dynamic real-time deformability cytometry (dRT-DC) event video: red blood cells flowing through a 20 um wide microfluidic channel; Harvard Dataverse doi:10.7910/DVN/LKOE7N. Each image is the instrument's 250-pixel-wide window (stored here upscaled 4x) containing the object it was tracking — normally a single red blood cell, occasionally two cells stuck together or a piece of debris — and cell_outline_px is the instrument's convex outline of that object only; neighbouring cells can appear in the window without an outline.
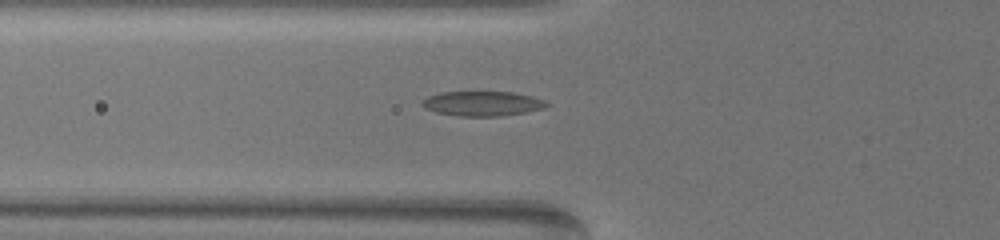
{"species": "common noctule bat (a hibernating species)", "species_latin": "Nyctalus noctula", "temperature_condition": "warm", "stored_images_in_passage": 5, "camera_frame_rate_fps": 3000, "um_per_image_px": 0.085, "animal": {"sex": "female", "body_mass_g": 19.5, "forearm_length_mm": 54.1}, "frame": {"image": 1, "passage_image": 2, "time_ms": 0.333, "image_size_px": [1000, 240], "cell_outline_px": [[548, 104], [544, 108], [524, 112], [500, 116], [456, 116], [436, 112], [424, 108], [420, 104], [428, 96], [440, 92], [512, 92], [532, 96], [544, 100]], "centroid_in_image_um": [40.97, 8.8], "position_along_channel_um": 84.8, "area_um2": 17.86}}